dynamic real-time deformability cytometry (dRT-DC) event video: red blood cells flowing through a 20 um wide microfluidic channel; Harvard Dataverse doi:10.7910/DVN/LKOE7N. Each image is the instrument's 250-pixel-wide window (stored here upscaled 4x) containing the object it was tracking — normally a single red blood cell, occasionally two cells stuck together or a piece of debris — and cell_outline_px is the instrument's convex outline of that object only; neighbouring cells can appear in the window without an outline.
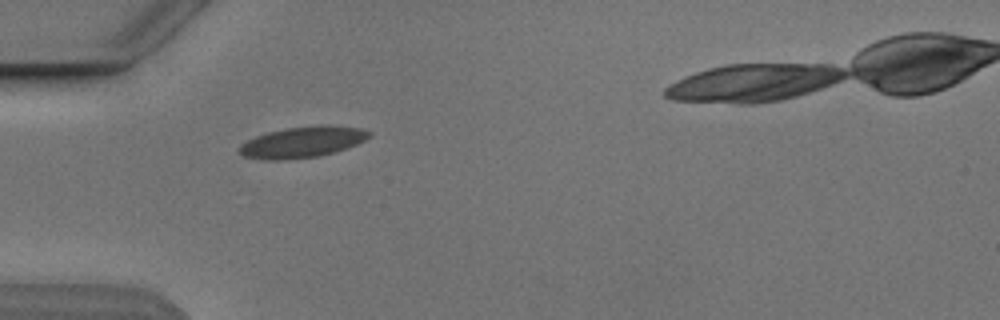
{"species": "Egyptian fruit bat (a non-hibernating species)", "species_latin": "Rousettus aegyptiacus", "temperature_condition": "cold", "stored_images_in_passage": 2, "camera_frame_rate_fps": 3000, "um_per_image_px": 0.085, "animal": {"sex": "male"}, "frame": {"image": 1, "passage_image": 1, "time_ms": 0.0, "image_size_px": [1000, 320], "cell_outline_px": [[372, 136], [356, 144], [320, 156], [284, 160], [268, 160], [244, 156], [240, 152], [240, 144], [256, 136], [268, 132], [284, 128], [320, 124], [332, 124], [360, 128], [372, 132]], "centroid_in_image_um": [25.74, 12.05], "position_along_channel_um": 59.3, "area_um2": 23.52}}